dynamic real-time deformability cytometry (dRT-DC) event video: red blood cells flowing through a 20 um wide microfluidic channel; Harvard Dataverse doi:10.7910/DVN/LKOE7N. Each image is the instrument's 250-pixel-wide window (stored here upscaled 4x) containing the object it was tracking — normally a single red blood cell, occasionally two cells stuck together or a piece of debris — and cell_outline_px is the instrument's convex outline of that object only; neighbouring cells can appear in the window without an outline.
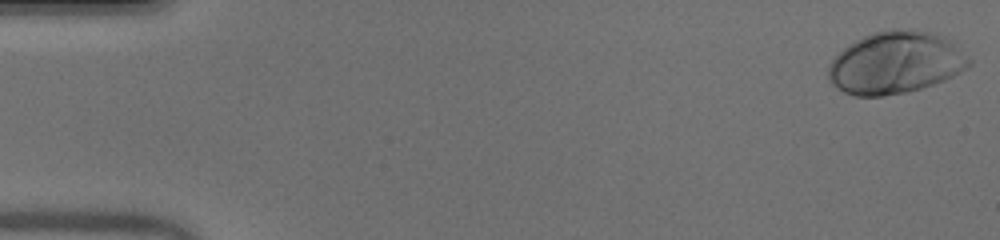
{"species": "human", "species_latin": "Homo sapiens", "temperature_condition": "warm", "stored_images_in_passage": 51, "camera_frame_rate_fps": 3000, "um_per_image_px": 0.085, "donor": {"sex": "male"}, "frame": {"image": 1, "passage_image": 1, "time_ms": 0.0, "image_size_px": [1000, 240], "cell_outline_px": [[972, 64], [968, 68], [944, 80], [920, 88], [904, 92], [884, 96], [856, 96], [844, 92], [836, 88], [828, 80], [828, 64], [848, 44], [872, 32], [892, 28], [908, 28], [936, 32], [944, 36], [972, 60]], "centroid_in_image_um": [76.11, 5.31], "position_along_channel_um": 8.9, "area_um2": 51.21}}
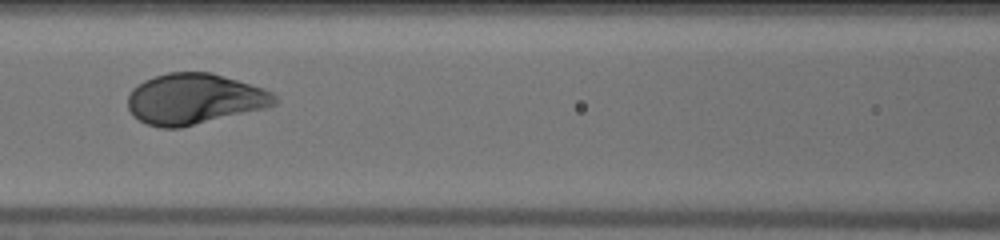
{"frame": {"image": 2, "passage_image": 23, "time_ms": 7.333, "image_size_px": [1000, 240], "cell_outline_px": [[276, 104], [264, 108], [180, 128], [160, 128], [148, 124], [132, 116], [128, 108], [128, 96], [132, 88], [144, 80], [168, 72], [212, 72], [264, 88], [272, 92], [276, 96]], "centroid_in_image_um": [16.5, 8.41], "position_along_channel_um": 150.1, "area_um2": 43.35}}
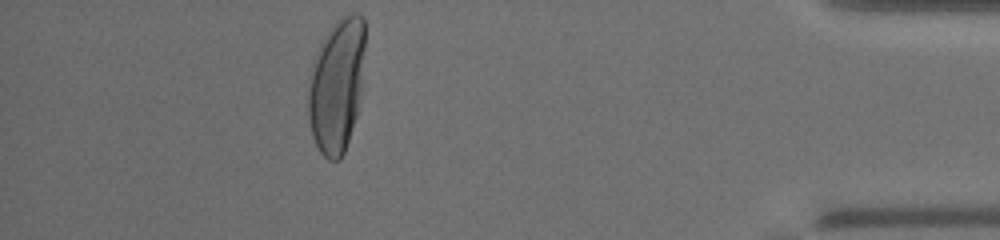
{"frame": {"image": 3, "passage_image": 46, "time_ms": 15.0, "image_size_px": [1000, 240], "cell_outline_px": [[364, 48], [360, 92], [356, 116], [344, 152], [340, 160], [328, 160], [320, 152], [312, 136], [308, 120], [308, 76], [312, 60], [324, 36], [332, 24], [340, 16], [352, 12], [356, 12], [364, 16]], "centroid_in_image_um": [28.58, 7.21], "position_along_channel_um": 406.6, "area_um2": 44.68}, "authors_computed_cell_mechanics": {"area_um2": 44.7372, "velocity_mm_per_s": 3.9799, "shape_relaxation_time_tau1_ms": 2.9273, "shape_relaxation_time_tau2_ms": null, "deformation_change_tau1": 0.1967, "deformation_change_tau2": null}}